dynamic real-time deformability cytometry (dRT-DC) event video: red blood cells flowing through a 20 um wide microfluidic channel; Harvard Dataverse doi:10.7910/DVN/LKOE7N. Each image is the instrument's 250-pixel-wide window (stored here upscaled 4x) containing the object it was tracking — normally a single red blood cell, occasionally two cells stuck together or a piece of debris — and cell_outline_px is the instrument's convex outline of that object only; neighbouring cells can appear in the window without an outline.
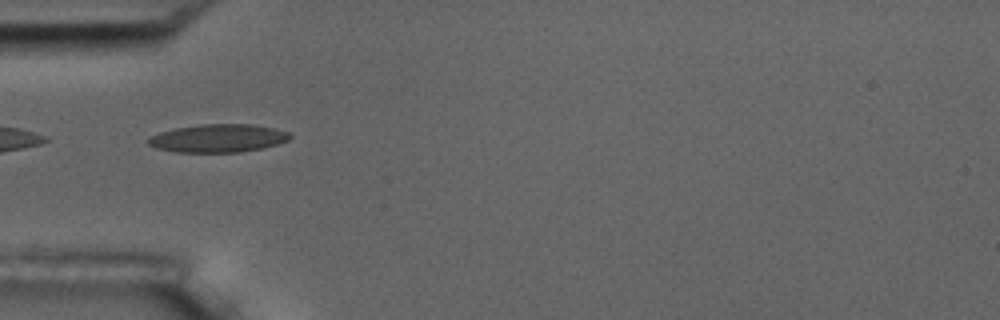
{"species": "common noctule bat (a hibernating species)", "species_latin": "Nyctalus noctula", "temperature_condition": "room temperature", "stored_images_in_passage": 1, "camera_frame_rate_fps": 3000, "um_per_image_px": 0.085, "animal": {"sex": "male", "body_mass_g": 17.5, "forearm_length_mm": 52.3}, "frame": {"image": 1, "passage_image": 1, "time_ms": 0.0, "image_size_px": [1000, 320], "cell_outline_px": [[292, 136], [288, 140], [276, 144], [260, 148], [236, 152], [176, 152], [156, 148], [148, 144], [144, 140], [148, 136], [160, 132], [176, 128], [200, 124], [252, 124], [272, 128], [288, 132]], "centroid_in_image_um": [18.46, 11.74], "position_along_channel_um": 66.5, "area_um2": 23.12}}